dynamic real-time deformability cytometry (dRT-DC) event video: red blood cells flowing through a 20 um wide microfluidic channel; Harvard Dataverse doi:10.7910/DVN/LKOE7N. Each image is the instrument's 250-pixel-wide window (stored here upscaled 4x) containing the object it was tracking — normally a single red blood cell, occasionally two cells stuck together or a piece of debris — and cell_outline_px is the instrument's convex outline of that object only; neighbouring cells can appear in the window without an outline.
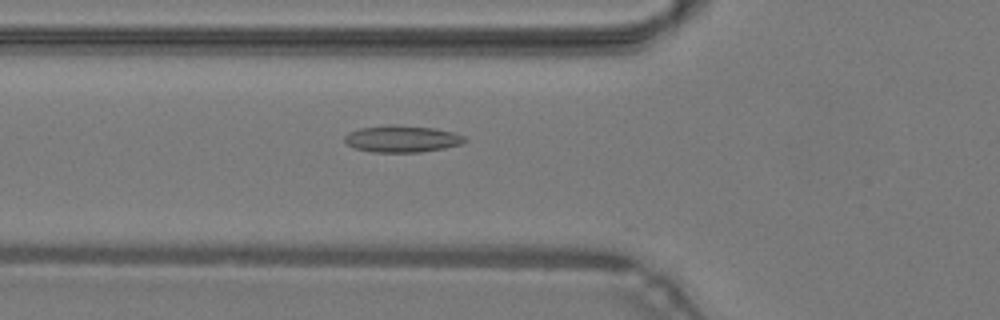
{"species": "common noctule bat (a hibernating species)", "species_latin": "Nyctalus noctula", "temperature_condition": "warm", "stored_images_in_passage": 13, "camera_frame_rate_fps": 3000, "um_per_image_px": 0.085, "animal": {"sex": "male", "body_mass_g": 19.2, "forearm_length_mm": 51.8}, "frame": {"image": 1, "passage_image": 6, "time_ms": 1.667, "image_size_px": [1000, 320], "cell_outline_px": [[468, 140], [464, 144], [444, 148], [420, 152], [372, 152], [356, 148], [348, 144], [344, 140], [344, 136], [348, 132], [360, 128], [388, 124], [392, 124], [436, 128], [456, 132], [464, 136]], "centroid_in_image_um": [34.22, 11.79], "position_along_channel_um": 91.6, "area_um2": 19.02}}
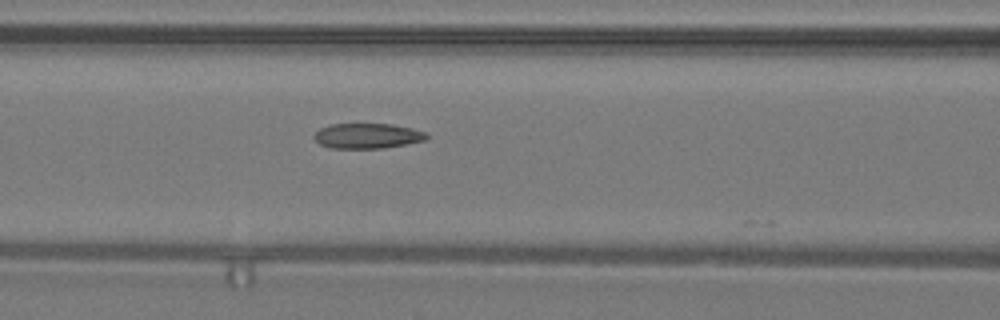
{"frame": {"image": 2, "passage_image": 9, "time_ms": 2.667, "image_size_px": [1000, 320], "cell_outline_px": [[428, 136], [424, 140], [384, 148], [328, 148], [320, 144], [312, 136], [320, 128], [328, 124], [392, 124], [412, 128], [428, 132]], "centroid_in_image_um": [31.21, 11.54], "position_along_channel_um": 135.4, "area_um2": 16.53}}
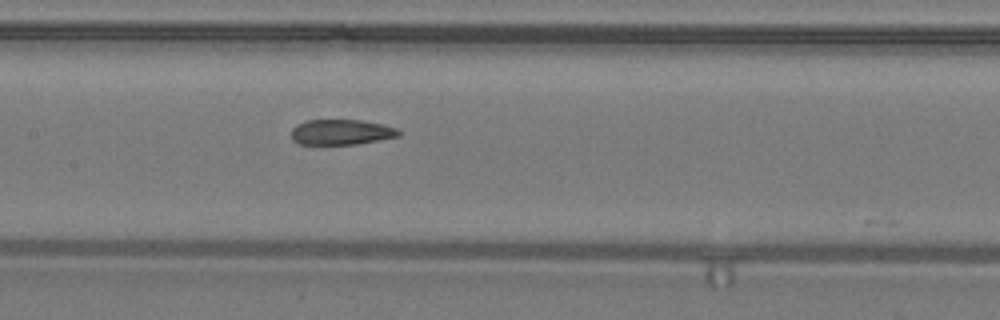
{"frame": {"image": 3, "passage_image": 12, "time_ms": 3.667, "image_size_px": [1000, 320], "cell_outline_px": [[400, 136], [356, 144], [300, 144], [292, 140], [292, 128], [296, 124], [308, 120], [360, 120], [384, 124], [396, 128], [400, 132]], "centroid_in_image_um": [29.0, 11.22], "position_along_channel_um": 178.4, "area_um2": 15.84}}